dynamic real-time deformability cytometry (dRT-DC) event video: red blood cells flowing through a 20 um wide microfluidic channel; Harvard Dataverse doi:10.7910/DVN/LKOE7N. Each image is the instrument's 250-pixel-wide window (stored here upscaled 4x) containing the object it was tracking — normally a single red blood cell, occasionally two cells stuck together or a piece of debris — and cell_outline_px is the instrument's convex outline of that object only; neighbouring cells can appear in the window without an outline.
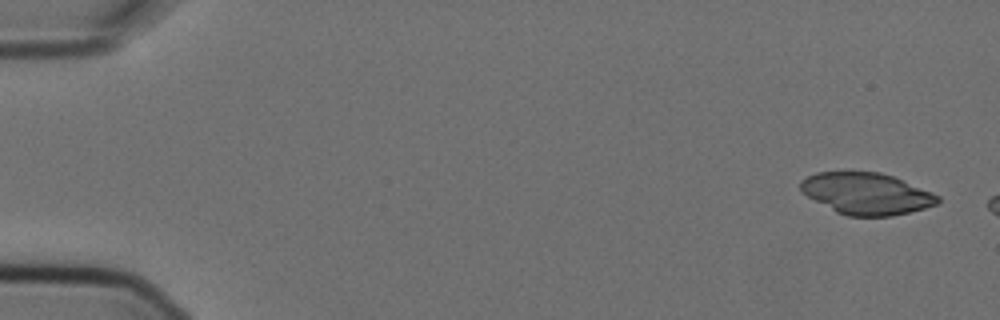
{"species": "Egyptian fruit bat (a non-hibernating species)", "species_latin": "Rousettus aegyptiacus", "temperature_condition": "cold", "stored_images_in_passage": 3, "camera_frame_rate_fps": 3000, "um_per_image_px": 0.085, "animal": {"sex": "female"}, "frame": {"image": 1, "passage_image": 1, "time_ms": 0.0, "image_size_px": [1000, 320], "cell_outline_px": [[940, 200], [936, 204], [924, 208], [892, 216], [848, 216], [836, 212], [800, 192], [800, 180], [816, 172], [880, 172], [892, 176], [932, 192], [940, 196]], "centroid_in_image_um": [73.62, 16.46], "position_along_channel_um": 11.4, "area_um2": 33.12}}